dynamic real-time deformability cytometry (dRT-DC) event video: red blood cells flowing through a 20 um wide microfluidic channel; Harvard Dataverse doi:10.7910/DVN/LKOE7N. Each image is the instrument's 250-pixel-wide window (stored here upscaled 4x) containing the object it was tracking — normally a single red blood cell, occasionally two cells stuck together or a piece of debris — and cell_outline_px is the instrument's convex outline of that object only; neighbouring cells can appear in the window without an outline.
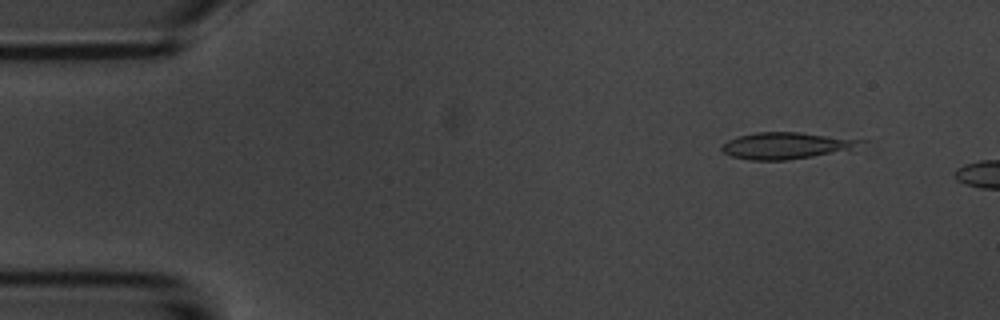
{"species": "common noctule bat (a hibernating species)", "species_latin": "Nyctalus noctula", "temperature_condition": "room temperature", "stored_images_in_passage": 2, "camera_frame_rate_fps": 3000, "um_per_image_px": 0.085, "animal": {"sex": "male", "body_mass_g": 20.1, "forearm_length_mm": 53.5}, "frame": {"image": 1, "passage_image": 1, "time_ms": 0.0, "image_size_px": [1000, 320], "cell_outline_px": [[868, 140], [852, 152], [788, 160], [752, 160], [732, 156], [724, 152], [720, 148], [720, 144], [728, 140], [740, 136], [756, 132], [800, 132]], "centroid_in_image_um": [66.98, 12.39], "position_along_channel_um": 18.0, "area_um2": 22.25}}